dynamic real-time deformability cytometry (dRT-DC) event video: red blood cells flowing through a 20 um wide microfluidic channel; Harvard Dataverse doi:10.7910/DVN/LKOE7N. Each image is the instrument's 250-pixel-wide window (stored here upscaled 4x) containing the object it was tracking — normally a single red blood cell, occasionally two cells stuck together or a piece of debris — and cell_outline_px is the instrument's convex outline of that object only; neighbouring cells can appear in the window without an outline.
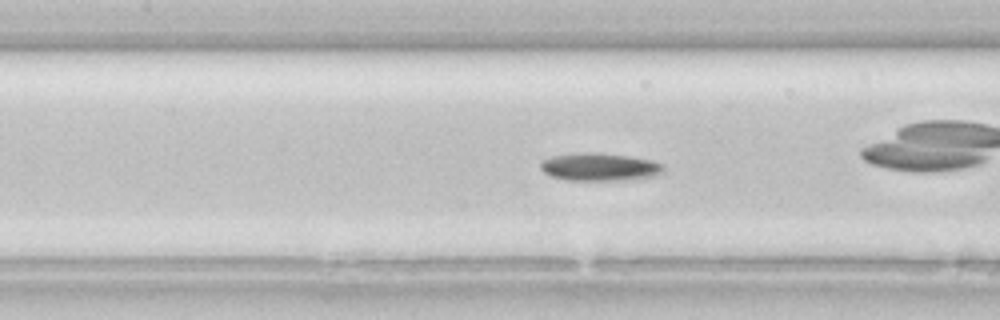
{"species": "common noctule bat (a hibernating species)", "species_latin": "Nyctalus noctula", "temperature_condition": "room temperature", "stored_images_in_passage": 46, "camera_frame_rate_fps": 3000, "um_per_image_px": 0.085, "animal": {"sex": "female", "body_mass_g": 22.7, "forearm_length_mm": 54.2}, "frame": {"image": 1, "passage_image": 20, "time_ms": 6.333, "image_size_px": [1000, 320], "cell_outline_px": [[664, 172], [656, 176], [628, 180], [568, 180], [548, 176], [540, 168], [540, 160], [552, 156], [580, 152], [600, 152], [632, 156], [652, 160], [664, 164]], "centroid_in_image_um": [50.98, 14.18], "position_along_channel_um": 156.4, "area_um2": 20.46}}